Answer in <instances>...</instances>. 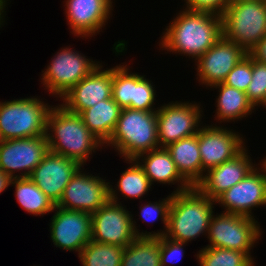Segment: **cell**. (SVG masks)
<instances>
[{"mask_svg": "<svg viewBox=\"0 0 266 266\" xmlns=\"http://www.w3.org/2000/svg\"><path fill=\"white\" fill-rule=\"evenodd\" d=\"M172 23V24H171ZM169 23L161 46L197 60L222 37L221 15L185 9Z\"/></svg>", "mask_w": 266, "mask_h": 266, "instance_id": "6da1fadb", "label": "cell"}, {"mask_svg": "<svg viewBox=\"0 0 266 266\" xmlns=\"http://www.w3.org/2000/svg\"><path fill=\"white\" fill-rule=\"evenodd\" d=\"M171 194L167 231L154 232L153 237L166 236L187 243L204 232L208 233L215 200L210 199L197 186Z\"/></svg>", "mask_w": 266, "mask_h": 266, "instance_id": "7a4b0ae2", "label": "cell"}, {"mask_svg": "<svg viewBox=\"0 0 266 266\" xmlns=\"http://www.w3.org/2000/svg\"><path fill=\"white\" fill-rule=\"evenodd\" d=\"M49 130L54 134L48 133ZM45 136L51 152L75 160L81 166L92 151L104 144L89 131L79 114L67 111L62 105L51 107Z\"/></svg>", "mask_w": 266, "mask_h": 266, "instance_id": "3957f363", "label": "cell"}, {"mask_svg": "<svg viewBox=\"0 0 266 266\" xmlns=\"http://www.w3.org/2000/svg\"><path fill=\"white\" fill-rule=\"evenodd\" d=\"M105 144H112L126 160H134L141 154L160 148L157 110L123 108L115 129Z\"/></svg>", "mask_w": 266, "mask_h": 266, "instance_id": "277c9868", "label": "cell"}, {"mask_svg": "<svg viewBox=\"0 0 266 266\" xmlns=\"http://www.w3.org/2000/svg\"><path fill=\"white\" fill-rule=\"evenodd\" d=\"M222 36L238 44L247 54L266 35L264 0L230 2L221 14Z\"/></svg>", "mask_w": 266, "mask_h": 266, "instance_id": "5b68a950", "label": "cell"}, {"mask_svg": "<svg viewBox=\"0 0 266 266\" xmlns=\"http://www.w3.org/2000/svg\"><path fill=\"white\" fill-rule=\"evenodd\" d=\"M49 107L33 97L0 102V141L46 135Z\"/></svg>", "mask_w": 266, "mask_h": 266, "instance_id": "8992f818", "label": "cell"}, {"mask_svg": "<svg viewBox=\"0 0 266 266\" xmlns=\"http://www.w3.org/2000/svg\"><path fill=\"white\" fill-rule=\"evenodd\" d=\"M115 192L109 185V200L91 214V240L126 247L136 237H153L151 232H138L132 215L118 204Z\"/></svg>", "mask_w": 266, "mask_h": 266, "instance_id": "52a82bcc", "label": "cell"}, {"mask_svg": "<svg viewBox=\"0 0 266 266\" xmlns=\"http://www.w3.org/2000/svg\"><path fill=\"white\" fill-rule=\"evenodd\" d=\"M211 217L208 230L210 245L245 252L251 259L250 250L260 237V226L255 218L222 213Z\"/></svg>", "mask_w": 266, "mask_h": 266, "instance_id": "ba28073f", "label": "cell"}, {"mask_svg": "<svg viewBox=\"0 0 266 266\" xmlns=\"http://www.w3.org/2000/svg\"><path fill=\"white\" fill-rule=\"evenodd\" d=\"M99 65L66 47L54 56L45 69L42 82L50 93L62 97Z\"/></svg>", "mask_w": 266, "mask_h": 266, "instance_id": "9c48e42d", "label": "cell"}, {"mask_svg": "<svg viewBox=\"0 0 266 266\" xmlns=\"http://www.w3.org/2000/svg\"><path fill=\"white\" fill-rule=\"evenodd\" d=\"M48 151L45 135L1 140L0 169L13 179L29 177ZM20 170H24V173H21L20 176L15 175V171L19 172Z\"/></svg>", "mask_w": 266, "mask_h": 266, "instance_id": "30bf717a", "label": "cell"}, {"mask_svg": "<svg viewBox=\"0 0 266 266\" xmlns=\"http://www.w3.org/2000/svg\"><path fill=\"white\" fill-rule=\"evenodd\" d=\"M196 104L170 103L157 110V132L160 148L198 133L201 110Z\"/></svg>", "mask_w": 266, "mask_h": 266, "instance_id": "8fae6325", "label": "cell"}, {"mask_svg": "<svg viewBox=\"0 0 266 266\" xmlns=\"http://www.w3.org/2000/svg\"><path fill=\"white\" fill-rule=\"evenodd\" d=\"M80 170L72 176L56 206L92 214L109 200V183L99 176L82 174Z\"/></svg>", "mask_w": 266, "mask_h": 266, "instance_id": "7c38bea8", "label": "cell"}, {"mask_svg": "<svg viewBox=\"0 0 266 266\" xmlns=\"http://www.w3.org/2000/svg\"><path fill=\"white\" fill-rule=\"evenodd\" d=\"M262 162V174L257 168H253L243 180L215 200V203L218 202L226 208L225 213L254 218L251 214L252 208L266 205V161Z\"/></svg>", "mask_w": 266, "mask_h": 266, "instance_id": "4fadbf2b", "label": "cell"}, {"mask_svg": "<svg viewBox=\"0 0 266 266\" xmlns=\"http://www.w3.org/2000/svg\"><path fill=\"white\" fill-rule=\"evenodd\" d=\"M54 209L56 212L50 224L54 245L67 251L75 250L79 255L91 241V213L66 210L56 205Z\"/></svg>", "mask_w": 266, "mask_h": 266, "instance_id": "5bb4252c", "label": "cell"}, {"mask_svg": "<svg viewBox=\"0 0 266 266\" xmlns=\"http://www.w3.org/2000/svg\"><path fill=\"white\" fill-rule=\"evenodd\" d=\"M243 138L218 126H207L198 130V145L200 149L203 173L209 169L231 160L245 148Z\"/></svg>", "mask_w": 266, "mask_h": 266, "instance_id": "9a60e30c", "label": "cell"}, {"mask_svg": "<svg viewBox=\"0 0 266 266\" xmlns=\"http://www.w3.org/2000/svg\"><path fill=\"white\" fill-rule=\"evenodd\" d=\"M79 168L81 165L75 160L49 150L29 178L56 205L65 187Z\"/></svg>", "mask_w": 266, "mask_h": 266, "instance_id": "2e32d148", "label": "cell"}, {"mask_svg": "<svg viewBox=\"0 0 266 266\" xmlns=\"http://www.w3.org/2000/svg\"><path fill=\"white\" fill-rule=\"evenodd\" d=\"M247 53L236 43L221 37L197 59L199 82L213 87L223 83L228 73ZM199 72V73H198Z\"/></svg>", "mask_w": 266, "mask_h": 266, "instance_id": "e0dca14e", "label": "cell"}, {"mask_svg": "<svg viewBox=\"0 0 266 266\" xmlns=\"http://www.w3.org/2000/svg\"><path fill=\"white\" fill-rule=\"evenodd\" d=\"M100 68L101 65L62 96L65 101L62 106L67 111L80 114L98 102L112 98V68Z\"/></svg>", "mask_w": 266, "mask_h": 266, "instance_id": "ac0fdd59", "label": "cell"}, {"mask_svg": "<svg viewBox=\"0 0 266 266\" xmlns=\"http://www.w3.org/2000/svg\"><path fill=\"white\" fill-rule=\"evenodd\" d=\"M244 149L236 157L209 169L197 187L210 199L216 200L226 190L243 180L254 168Z\"/></svg>", "mask_w": 266, "mask_h": 266, "instance_id": "d6986e66", "label": "cell"}, {"mask_svg": "<svg viewBox=\"0 0 266 266\" xmlns=\"http://www.w3.org/2000/svg\"><path fill=\"white\" fill-rule=\"evenodd\" d=\"M65 2L68 24L77 36L95 35L111 15V0H67Z\"/></svg>", "mask_w": 266, "mask_h": 266, "instance_id": "ffe728a7", "label": "cell"}, {"mask_svg": "<svg viewBox=\"0 0 266 266\" xmlns=\"http://www.w3.org/2000/svg\"><path fill=\"white\" fill-rule=\"evenodd\" d=\"M145 157L143 154L139 155L135 161H139L142 157L144 164L140 166L143 168L146 176L152 184L153 181H157L163 184L177 183L179 185L174 193H178L191 188L192 186L180 175L176 164L172 160L170 152L166 148H157L146 152ZM144 156V159H143Z\"/></svg>", "mask_w": 266, "mask_h": 266, "instance_id": "44dd1931", "label": "cell"}, {"mask_svg": "<svg viewBox=\"0 0 266 266\" xmlns=\"http://www.w3.org/2000/svg\"><path fill=\"white\" fill-rule=\"evenodd\" d=\"M166 149L180 175L191 185L197 186L202 180V162L198 145V133L170 144Z\"/></svg>", "mask_w": 266, "mask_h": 266, "instance_id": "7402d4cb", "label": "cell"}, {"mask_svg": "<svg viewBox=\"0 0 266 266\" xmlns=\"http://www.w3.org/2000/svg\"><path fill=\"white\" fill-rule=\"evenodd\" d=\"M121 110L110 98L83 110L79 115L89 131L105 144L115 129Z\"/></svg>", "mask_w": 266, "mask_h": 266, "instance_id": "603a6c76", "label": "cell"}, {"mask_svg": "<svg viewBox=\"0 0 266 266\" xmlns=\"http://www.w3.org/2000/svg\"><path fill=\"white\" fill-rule=\"evenodd\" d=\"M219 88V97L217 99V117L218 120H236L246 117L255 108L249 101L246 92L229 87L226 84L218 83L213 85Z\"/></svg>", "mask_w": 266, "mask_h": 266, "instance_id": "cb8c5ba5", "label": "cell"}, {"mask_svg": "<svg viewBox=\"0 0 266 266\" xmlns=\"http://www.w3.org/2000/svg\"><path fill=\"white\" fill-rule=\"evenodd\" d=\"M120 266H161L160 237H136L124 248Z\"/></svg>", "mask_w": 266, "mask_h": 266, "instance_id": "d4e9b609", "label": "cell"}, {"mask_svg": "<svg viewBox=\"0 0 266 266\" xmlns=\"http://www.w3.org/2000/svg\"><path fill=\"white\" fill-rule=\"evenodd\" d=\"M11 184L15 185V197L18 203L27 212L43 215L55 210L54 202L29 177L14 178Z\"/></svg>", "mask_w": 266, "mask_h": 266, "instance_id": "484cf974", "label": "cell"}, {"mask_svg": "<svg viewBox=\"0 0 266 266\" xmlns=\"http://www.w3.org/2000/svg\"><path fill=\"white\" fill-rule=\"evenodd\" d=\"M125 247L89 241L79 254L83 266H120Z\"/></svg>", "mask_w": 266, "mask_h": 266, "instance_id": "4316f807", "label": "cell"}, {"mask_svg": "<svg viewBox=\"0 0 266 266\" xmlns=\"http://www.w3.org/2000/svg\"><path fill=\"white\" fill-rule=\"evenodd\" d=\"M197 259L200 266H254L245 252L219 247L206 246L199 250Z\"/></svg>", "mask_w": 266, "mask_h": 266, "instance_id": "83f0119b", "label": "cell"}, {"mask_svg": "<svg viewBox=\"0 0 266 266\" xmlns=\"http://www.w3.org/2000/svg\"><path fill=\"white\" fill-rule=\"evenodd\" d=\"M126 161H130L134 165H131L122 173L117 182L118 190L127 198H140L150 190L152 184L140 166V161H135V159Z\"/></svg>", "mask_w": 266, "mask_h": 266, "instance_id": "f1b7e54d", "label": "cell"}, {"mask_svg": "<svg viewBox=\"0 0 266 266\" xmlns=\"http://www.w3.org/2000/svg\"><path fill=\"white\" fill-rule=\"evenodd\" d=\"M126 65L112 68V99L123 109H132L135 94V73H128Z\"/></svg>", "mask_w": 266, "mask_h": 266, "instance_id": "f546056e", "label": "cell"}, {"mask_svg": "<svg viewBox=\"0 0 266 266\" xmlns=\"http://www.w3.org/2000/svg\"><path fill=\"white\" fill-rule=\"evenodd\" d=\"M252 105H264L266 102V63L252 57V80L246 90Z\"/></svg>", "mask_w": 266, "mask_h": 266, "instance_id": "4dcf8cb0", "label": "cell"}, {"mask_svg": "<svg viewBox=\"0 0 266 266\" xmlns=\"http://www.w3.org/2000/svg\"><path fill=\"white\" fill-rule=\"evenodd\" d=\"M252 80V56L248 53L228 73L223 84L246 92Z\"/></svg>", "mask_w": 266, "mask_h": 266, "instance_id": "1f68e13d", "label": "cell"}, {"mask_svg": "<svg viewBox=\"0 0 266 266\" xmlns=\"http://www.w3.org/2000/svg\"><path fill=\"white\" fill-rule=\"evenodd\" d=\"M154 91L151 81L135 73V94L134 100H132V109L155 111L152 107L156 94Z\"/></svg>", "mask_w": 266, "mask_h": 266, "instance_id": "d6a6232c", "label": "cell"}, {"mask_svg": "<svg viewBox=\"0 0 266 266\" xmlns=\"http://www.w3.org/2000/svg\"><path fill=\"white\" fill-rule=\"evenodd\" d=\"M172 201V195L167 197L166 199H163V201L155 202V203H149L144 204L143 207H140L141 209V219L148 222L149 221H155L159 217L165 224V231H167L168 226V216H169V209Z\"/></svg>", "mask_w": 266, "mask_h": 266, "instance_id": "836d02e7", "label": "cell"}, {"mask_svg": "<svg viewBox=\"0 0 266 266\" xmlns=\"http://www.w3.org/2000/svg\"><path fill=\"white\" fill-rule=\"evenodd\" d=\"M186 243L171 240L166 236H160V262L161 266H168L166 263L171 264L184 254L183 247ZM183 253V254H182ZM178 256V257H177Z\"/></svg>", "mask_w": 266, "mask_h": 266, "instance_id": "e575fe53", "label": "cell"}, {"mask_svg": "<svg viewBox=\"0 0 266 266\" xmlns=\"http://www.w3.org/2000/svg\"><path fill=\"white\" fill-rule=\"evenodd\" d=\"M187 3V8L193 11H208L218 15H221L230 0H185Z\"/></svg>", "mask_w": 266, "mask_h": 266, "instance_id": "d590c367", "label": "cell"}, {"mask_svg": "<svg viewBox=\"0 0 266 266\" xmlns=\"http://www.w3.org/2000/svg\"><path fill=\"white\" fill-rule=\"evenodd\" d=\"M249 54L255 60L266 63V35L256 44Z\"/></svg>", "mask_w": 266, "mask_h": 266, "instance_id": "8d00e7d4", "label": "cell"}, {"mask_svg": "<svg viewBox=\"0 0 266 266\" xmlns=\"http://www.w3.org/2000/svg\"><path fill=\"white\" fill-rule=\"evenodd\" d=\"M12 179L7 173L0 169V193L3 192L12 182Z\"/></svg>", "mask_w": 266, "mask_h": 266, "instance_id": "74e56055", "label": "cell"}, {"mask_svg": "<svg viewBox=\"0 0 266 266\" xmlns=\"http://www.w3.org/2000/svg\"><path fill=\"white\" fill-rule=\"evenodd\" d=\"M6 2H7L6 0H0V26H1V22H3V21H1V19H2L1 16H3V15H1V14L4 12Z\"/></svg>", "mask_w": 266, "mask_h": 266, "instance_id": "f35d334b", "label": "cell"}, {"mask_svg": "<svg viewBox=\"0 0 266 266\" xmlns=\"http://www.w3.org/2000/svg\"><path fill=\"white\" fill-rule=\"evenodd\" d=\"M240 1H250V0H230V2H240Z\"/></svg>", "mask_w": 266, "mask_h": 266, "instance_id": "ab89813d", "label": "cell"}]
</instances>
